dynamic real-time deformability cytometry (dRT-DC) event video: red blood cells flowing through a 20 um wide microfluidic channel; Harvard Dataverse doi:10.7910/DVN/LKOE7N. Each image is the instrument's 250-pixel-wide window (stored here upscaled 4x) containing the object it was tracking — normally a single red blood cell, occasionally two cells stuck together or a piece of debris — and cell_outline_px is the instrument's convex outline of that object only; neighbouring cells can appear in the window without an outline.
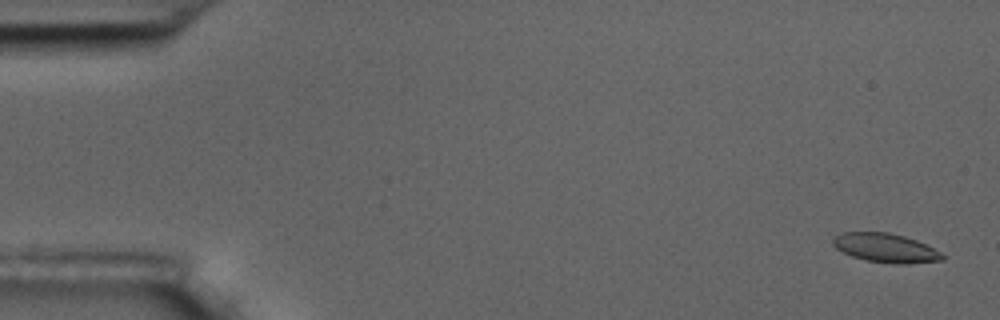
{"species": "common noctule bat (a hibernating species)", "species_latin": "Nyctalus noctula", "temperature_condition": "room temperature", "stored_images_in_passage": 13, "camera_frame_rate_fps": 3000, "um_per_image_px": 0.085, "animal": {"sex": "male", "body_mass_g": 17.5, "forearm_length_mm": 52.3}, "frame": {"image": 1, "passage_image": 2, "time_ms": 0.333, "image_size_px": [1000, 320], "cell_outline_px": [[944, 260], [908, 264], [892, 264], [864, 260], [852, 256], [836, 248], [832, 244], [832, 240], [836, 236], [844, 232], [888, 232], [904, 236], [916, 240], [940, 252], [944, 256]], "centroid_in_image_um": [75.27, 21.08], "position_along_channel_um": 9.7, "area_um2": 18.44}}